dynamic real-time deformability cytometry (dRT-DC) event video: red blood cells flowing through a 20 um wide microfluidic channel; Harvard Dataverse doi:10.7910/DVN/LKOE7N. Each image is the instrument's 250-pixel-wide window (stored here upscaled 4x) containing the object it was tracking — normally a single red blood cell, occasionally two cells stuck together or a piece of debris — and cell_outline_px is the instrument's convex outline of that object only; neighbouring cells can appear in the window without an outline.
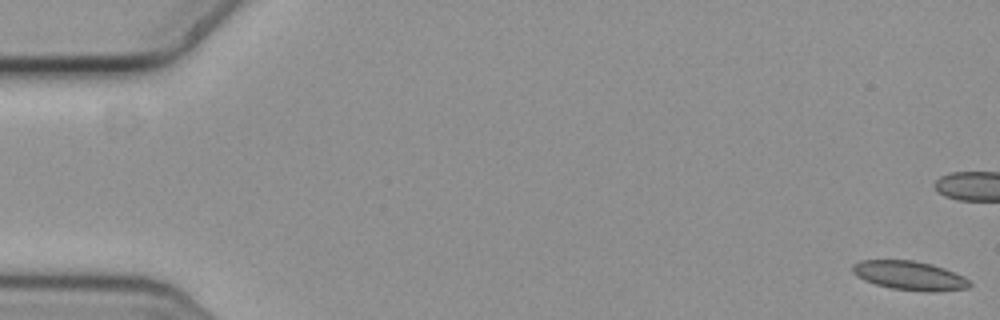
{"species": "common noctule bat (a hibernating species)", "species_latin": "Nyctalus noctula", "temperature_condition": "cold", "stored_images_in_passage": 59, "camera_frame_rate_fps": 3000, "um_per_image_px": 0.085, "animal": {"sex": "female", "body_mass_g": 19.3, "forearm_length_mm": 54.1}, "frame": {"image": 1, "passage_image": 1, "time_ms": 0.0, "image_size_px": [1000, 320], "cell_outline_px": [[972, 284], [968, 288], [940, 292], [924, 292], [892, 288], [876, 284], [864, 280], [856, 276], [852, 272], [852, 264], [860, 260], [916, 260], [932, 264], [944, 268], [964, 276]], "centroid_in_image_um": [77.33, 23.42], "position_along_channel_um": 7.7, "area_um2": 20.06}}
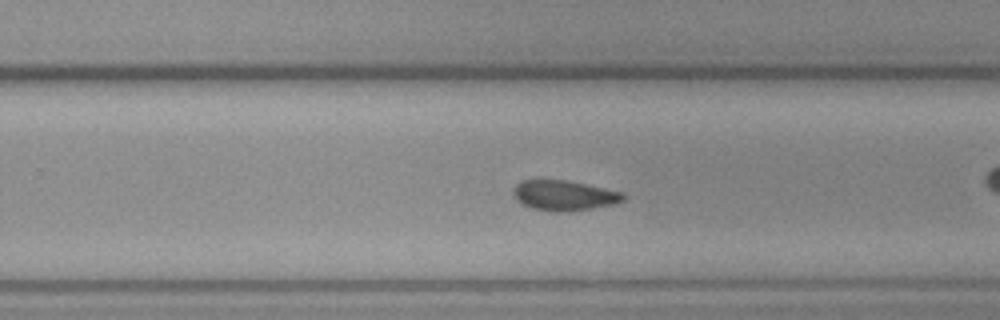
{"frame": {"image": 2, "passage_image": 37, "time_ms": 12.0, "image_size_px": [1000, 320], "cell_outline_px": [[624, 200], [612, 204], [592, 208], [568, 212], [552, 212], [532, 208], [516, 200], [512, 192], [516, 184], [524, 180], [564, 180], [624, 192]], "centroid_in_image_um": [47.93, 16.62], "position_along_channel_um": 281.9, "area_um2": 19.19}}
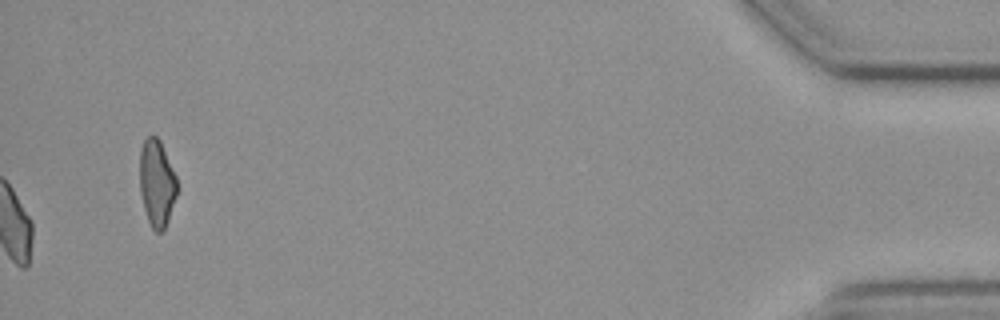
{"frame": {"image": 3, "passage_image": 59, "time_ms": 19.333, "image_size_px": [1000, 320], "cell_outline_px": [[180, 188], [168, 220], [164, 228], [160, 232], [156, 232], [152, 228], [148, 220], [144, 208], [140, 192], [140, 148], [144, 140], [152, 132], [160, 140], [176, 176]], "centroid_in_image_um": [13.35, 15.54], "position_along_channel_um": 421.9, "area_um2": 19.19}, "authors_computed_cell_mechanics": {"area_um2": 19.8254, "velocity_mm_per_s": 3.6008, "shape_relaxation_time_tau1_ms": null, "shape_relaxation_time_tau2_ms": 9.9901, "deformation_change_tau1": null, "deformation_change_tau2": 0.1264}}